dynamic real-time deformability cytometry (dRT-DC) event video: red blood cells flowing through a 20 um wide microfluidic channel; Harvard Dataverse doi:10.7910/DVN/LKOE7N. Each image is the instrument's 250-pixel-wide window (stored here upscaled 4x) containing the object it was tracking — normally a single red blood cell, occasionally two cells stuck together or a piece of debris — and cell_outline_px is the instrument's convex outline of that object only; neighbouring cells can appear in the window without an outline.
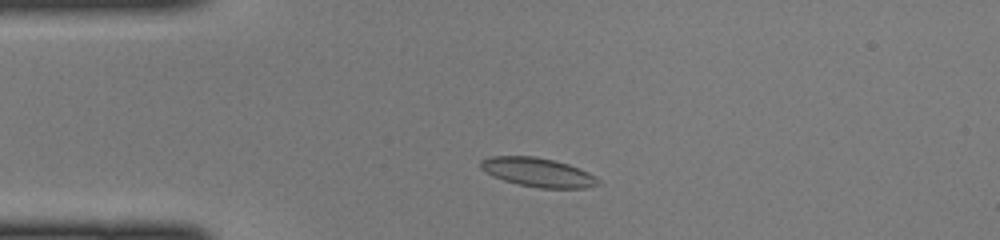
{"species": "common noctule bat (a hibernating species)", "species_latin": "Nyctalus noctula", "temperature_condition": "cold", "stored_images_in_passage": 41, "camera_frame_rate_fps": 3000, "um_per_image_px": 0.085, "animal": {"sex": "female", "body_mass_g": 22.0, "forearm_length_mm": 56.7}, "frame": {"image": 1, "passage_image": 5, "time_ms": 1.333, "image_size_px": [1000, 240], "cell_outline_px": [[600, 184], [584, 188], [540, 188], [520, 184], [504, 180], [492, 176], [480, 168], [480, 160], [488, 156], [536, 156], [568, 164], [580, 168], [596, 176], [600, 180]], "centroid_in_image_um": [45.72, 14.64], "position_along_channel_um": 39.3, "area_um2": 19.88}}
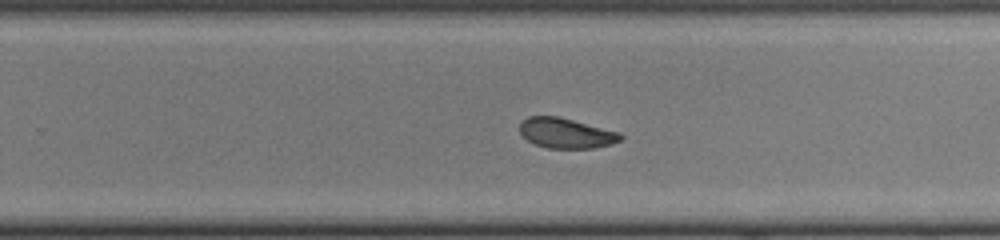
{"frame": {"image": 2, "passage_image": 24, "time_ms": 7.667, "image_size_px": [1000, 240], "cell_outline_px": [[624, 136], [620, 140], [612, 144], [592, 148], [548, 148], [536, 144], [528, 140], [520, 132], [520, 124], [528, 116], [556, 116], [620, 132]], "centroid_in_image_um": [48.13, 11.32], "position_along_channel_um": 281.7, "area_um2": 17.46}}
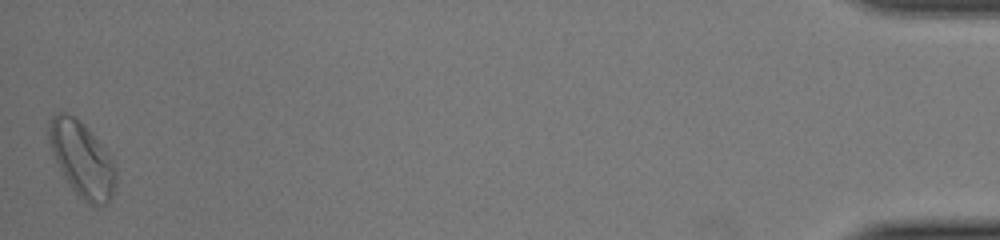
{"frame": {"image": 3, "passage_image": 41, "time_ms": 13.333, "image_size_px": [1000, 240], "cell_outline_px": [[116, 180], [112, 196], [104, 204], [96, 208], [88, 204], [72, 188], [64, 176], [52, 152], [48, 136], [48, 120], [52, 116], [60, 112], [64, 112], [72, 116], [84, 124], [104, 148], [112, 160], [116, 172]], "centroid_in_image_um": [6.96, 13.54], "position_along_channel_um": 428.2, "area_um2": 28.78}}